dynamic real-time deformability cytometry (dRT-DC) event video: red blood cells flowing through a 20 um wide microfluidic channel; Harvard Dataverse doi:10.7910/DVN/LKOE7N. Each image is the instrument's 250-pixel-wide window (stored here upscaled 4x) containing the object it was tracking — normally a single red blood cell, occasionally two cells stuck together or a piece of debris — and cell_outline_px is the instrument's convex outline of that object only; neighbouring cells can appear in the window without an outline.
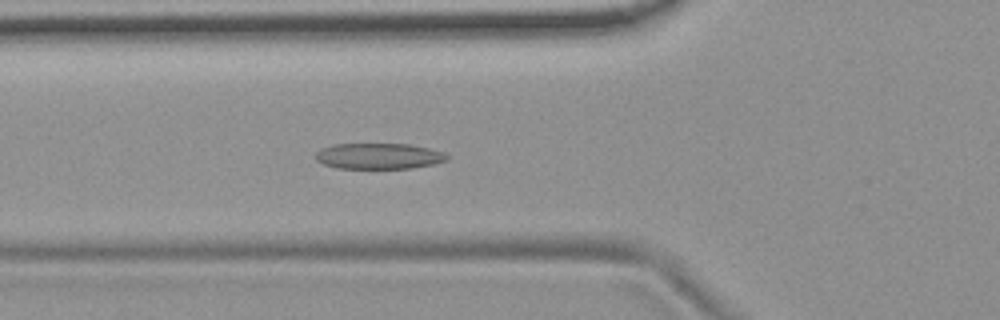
{"species": "common noctule bat (a hibernating species)", "species_latin": "Nyctalus noctula", "temperature_condition": "room temperature", "stored_images_in_passage": 6, "camera_frame_rate_fps": 3000, "um_per_image_px": 0.085, "animal": {"sex": "female", "body_mass_g": 19.9}, "frame": {"image": 1, "passage_image": 6, "time_ms": 1.667, "image_size_px": [1000, 320], "cell_outline_px": [[448, 160], [432, 164], [412, 168], [336, 168], [324, 164], [316, 160], [316, 152], [320, 148], [332, 144], [408, 144], [428, 148], [444, 152], [448, 156]], "centroid_in_image_um": [32.17, 13.26], "position_along_channel_um": 93.6, "area_um2": 19.77}}